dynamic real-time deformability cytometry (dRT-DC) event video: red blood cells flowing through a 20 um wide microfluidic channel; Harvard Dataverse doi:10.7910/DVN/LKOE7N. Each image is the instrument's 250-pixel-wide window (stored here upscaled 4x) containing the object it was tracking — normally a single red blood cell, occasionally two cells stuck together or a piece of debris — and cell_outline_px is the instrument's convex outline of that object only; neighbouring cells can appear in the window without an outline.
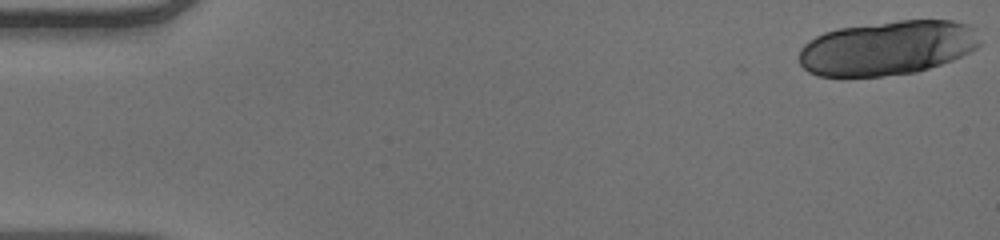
{"species": "human", "species_latin": "Homo sapiens", "temperature_condition": "warm", "stored_images_in_passage": 51, "camera_frame_rate_fps": 3000, "um_per_image_px": 0.085, "donor": {"sex": "male"}, "frame": {"image": 1, "passage_image": 1, "time_ms": 0.0, "image_size_px": [1000, 240], "cell_outline_px": [[980, 44], [976, 48], [952, 60], [916, 72], [880, 76], [820, 76], [808, 72], [800, 64], [800, 48], [804, 44], [816, 36], [824, 32], [840, 28], [900, 20], [952, 20], [968, 24], [972, 28], [980, 40]], "centroid_in_image_um": [75.41, 4.07], "position_along_channel_um": 9.6, "area_um2": 56.99}}
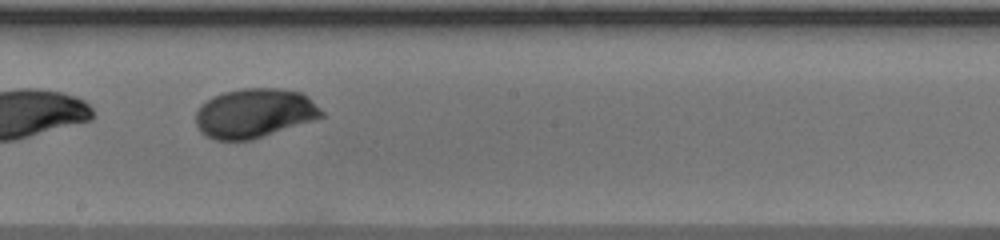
{"frame": {"image": 2, "passage_image": 30, "time_ms": 9.667, "image_size_px": [1000, 240], "cell_outline_px": [[324, 116], [252, 140], [216, 140], [200, 132], [196, 124], [196, 112], [200, 104], [212, 96], [224, 92], [240, 88], [280, 88], [300, 92], [308, 96], [324, 112]], "centroid_in_image_um": [21.6, 9.61], "position_along_channel_um": 226.6, "area_um2": 36.18}}
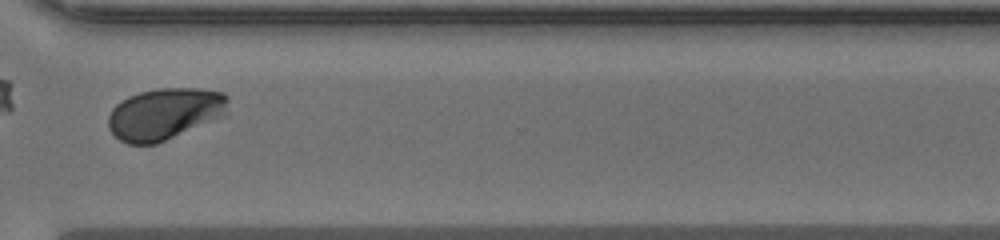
{"frame": {"image": 3, "passage_image": 40, "time_ms": 13.0, "image_size_px": [1000, 240], "cell_outline_px": [[228, 100], [220, 112], [216, 116], [156, 144], [128, 144], [120, 140], [108, 128], [108, 116], [112, 108], [116, 104], [128, 96], [140, 92], [160, 88], [200, 88], [224, 92], [228, 96]], "centroid_in_image_um": [13.87, 9.64], "position_along_channel_um": 356.7, "area_um2": 34.85}, "authors_computed_cell_mechanics": {"area_um2": 36.2984, "velocity_mm_per_s": 3.8924, "shape_relaxation_time_tau1_ms": 2.9744, "shape_relaxation_time_tau2_ms": null, "deformation_change_tau1": 0.1265, "deformation_change_tau2": null}}